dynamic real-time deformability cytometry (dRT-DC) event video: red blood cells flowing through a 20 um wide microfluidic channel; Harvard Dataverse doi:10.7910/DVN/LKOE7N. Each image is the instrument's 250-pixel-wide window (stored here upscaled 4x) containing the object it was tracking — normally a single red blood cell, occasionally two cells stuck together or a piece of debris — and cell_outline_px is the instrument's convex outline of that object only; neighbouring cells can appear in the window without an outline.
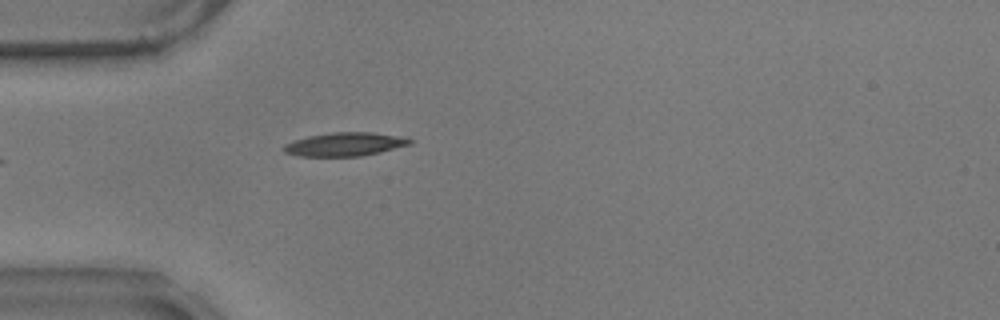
{"species": "common noctule bat (a hibernating species)", "species_latin": "Nyctalus noctula", "temperature_condition": "warm", "stored_images_in_passage": 5, "camera_frame_rate_fps": 3000, "um_per_image_px": 0.085, "animal": {"sex": "male", "body_mass_g": 17.9}, "frame": {"image": 1, "passage_image": 1, "time_ms": 0.0, "image_size_px": [1000, 320], "cell_outline_px": [[412, 144], [380, 152], [360, 156], [300, 156], [284, 152], [284, 144], [292, 140], [308, 136], [332, 132], [372, 132], [408, 136], [412, 140]], "centroid_in_image_um": [29.37, 12.25], "position_along_channel_um": 55.6, "area_um2": 17.51}}